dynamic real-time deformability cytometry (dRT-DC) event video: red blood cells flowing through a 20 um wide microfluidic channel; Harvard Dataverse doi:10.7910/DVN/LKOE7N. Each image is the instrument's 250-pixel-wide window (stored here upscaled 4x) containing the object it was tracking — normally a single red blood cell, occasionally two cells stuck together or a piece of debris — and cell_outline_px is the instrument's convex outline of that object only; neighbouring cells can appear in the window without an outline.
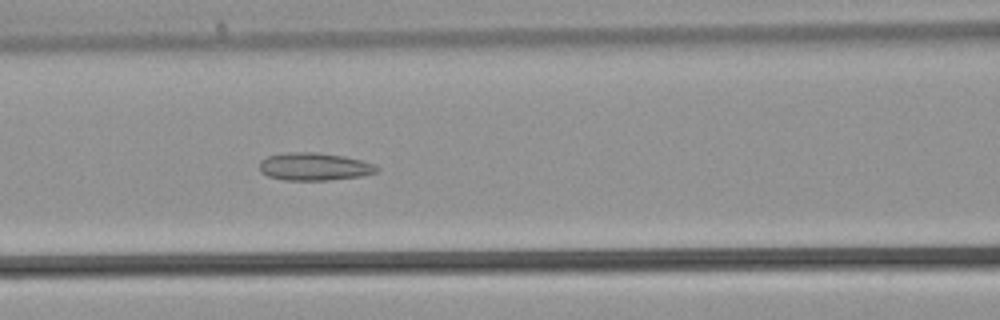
{"species": "common noctule bat (a hibernating species)", "species_latin": "Nyctalus noctula", "temperature_condition": "warm", "stored_images_in_passage": 32, "camera_frame_rate_fps": 3000, "um_per_image_px": 0.085, "animal": {"sex": "male", "body_mass_g": 21.5, "forearm_length_mm": 52.0}, "frame": {"image": 1, "passage_image": 9, "time_ms": 2.667, "image_size_px": [1000, 320], "cell_outline_px": [[380, 168], [376, 172], [360, 176], [328, 180], [284, 180], [268, 176], [260, 172], [260, 160], [268, 156], [284, 152], [312, 152], [344, 156], [376, 164]], "centroid_in_image_um": [26.7, 14.16], "position_along_channel_um": 139.9, "area_um2": 18.96}}
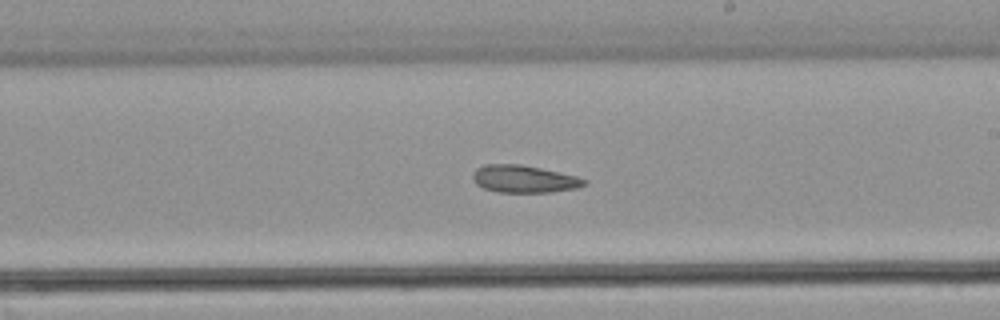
{"frame": {"image": 2, "passage_image": 15, "time_ms": 4.667, "image_size_px": [1000, 320], "cell_outline_px": [[588, 184], [576, 188], [552, 192], [496, 192], [484, 188], [476, 184], [472, 180], [472, 176], [476, 168], [484, 164], [520, 164], [560, 172], [576, 176], [588, 180]], "centroid_in_image_um": [44.54, 15.21], "position_along_channel_um": 244.5, "area_um2": 17.92}}
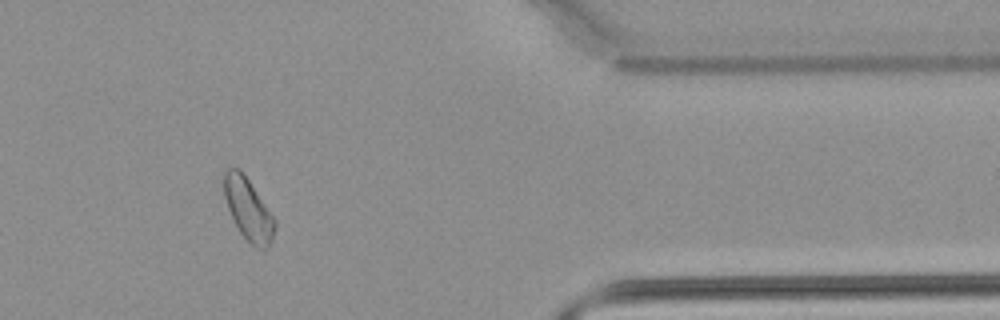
{"frame": {"image": 3, "passage_image": 25, "time_ms": 8.0, "image_size_px": [1000, 320], "cell_outline_px": [[276, 228], [272, 240], [268, 248], [256, 248], [240, 232], [228, 208], [224, 196], [224, 168], [236, 168], [248, 180], [276, 220]], "centroid_in_image_um": [21.11, 17.81], "position_along_channel_um": 390.3, "area_um2": 17.86}}